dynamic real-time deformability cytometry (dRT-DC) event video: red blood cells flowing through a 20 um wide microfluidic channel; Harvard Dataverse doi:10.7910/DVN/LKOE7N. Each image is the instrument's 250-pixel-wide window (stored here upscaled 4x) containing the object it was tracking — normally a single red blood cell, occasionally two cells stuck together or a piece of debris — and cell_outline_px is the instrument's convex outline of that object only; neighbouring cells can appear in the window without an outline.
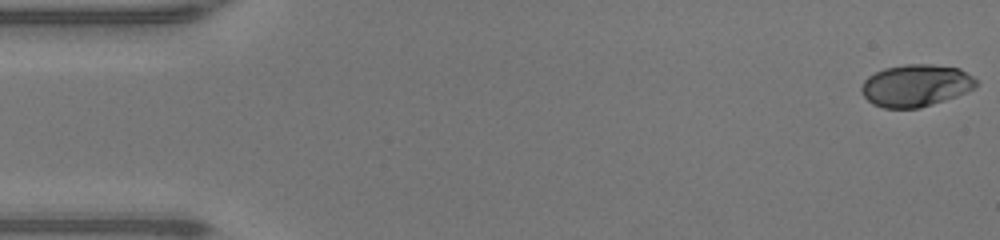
{"species": "human", "species_latin": "Homo sapiens", "temperature_condition": "warm", "stored_images_in_passage": 48, "camera_frame_rate_fps": 3000, "um_per_image_px": 0.085, "donor": {"sex": "male"}, "frame": {"image": 1, "passage_image": 1, "time_ms": 0.0, "image_size_px": [1000, 240], "cell_outline_px": [[976, 84], [972, 88], [956, 96], [920, 108], [884, 108], [872, 104], [860, 92], [860, 88], [864, 80], [868, 76], [884, 68], [904, 64], [932, 64], [960, 68], [972, 76], [976, 80]], "centroid_in_image_um": [77.8, 7.26], "position_along_channel_um": 7.2, "area_um2": 28.09}}
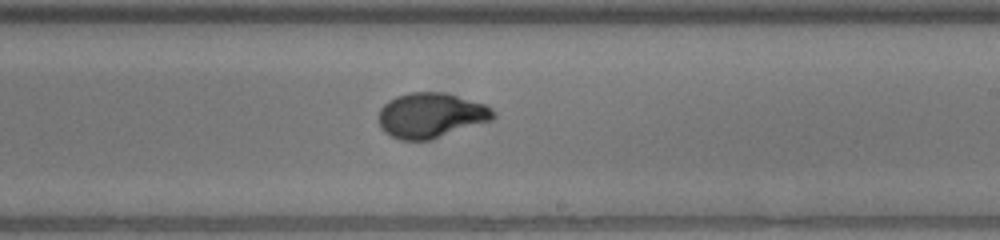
{"frame": {"image": 2, "passage_image": 28, "time_ms": 9.0, "image_size_px": [1000, 240], "cell_outline_px": [[496, 116], [492, 120], [432, 140], [400, 140], [384, 132], [380, 128], [380, 108], [388, 100], [396, 96], [408, 92], [448, 92], [488, 104], [496, 112]], "centroid_in_image_um": [36.68, 9.79], "position_along_channel_um": 252.3, "area_um2": 30.63}}
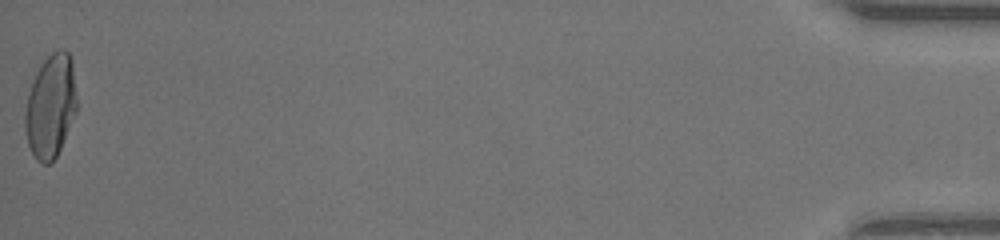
{"frame": {"image": 3, "passage_image": 48, "time_ms": 15.667, "image_size_px": [1000, 240], "cell_outline_px": [[76, 112], [60, 148], [56, 156], [48, 164], [44, 164], [36, 160], [28, 144], [24, 128], [24, 112], [28, 92], [36, 72], [40, 64], [52, 52], [60, 48], [64, 48], [68, 52], [72, 60], [76, 96]], "centroid_in_image_um": [4.28, 9.0], "position_along_channel_um": 430.9, "area_um2": 31.21}, "authors_computed_cell_mechanics": {"area_um2": 29.7381, "velocity_mm_per_s": 4.3402, "shape_relaxation_time_tau1_ms": 4.4005, "shape_relaxation_time_tau2_ms": null, "deformation_change_tau1": 0.2289, "deformation_change_tau2": null}}